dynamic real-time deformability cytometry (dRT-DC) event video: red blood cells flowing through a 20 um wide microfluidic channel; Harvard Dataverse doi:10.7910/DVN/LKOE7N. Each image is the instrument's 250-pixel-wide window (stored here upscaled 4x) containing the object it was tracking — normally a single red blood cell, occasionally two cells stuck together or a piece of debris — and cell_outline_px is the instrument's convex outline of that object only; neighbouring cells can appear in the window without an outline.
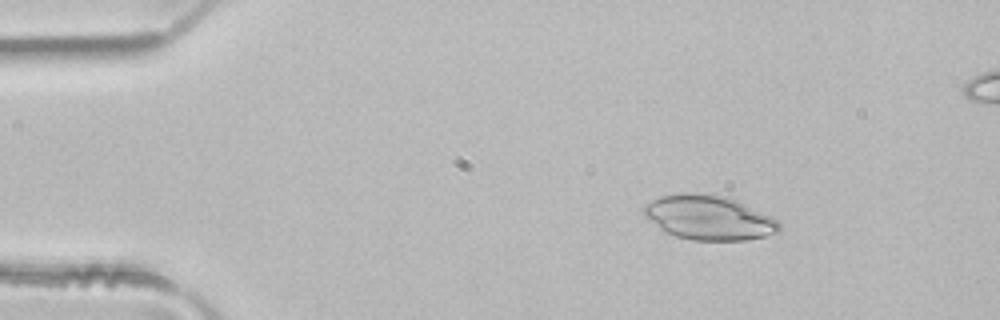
{"species": "common noctule bat (a hibernating species)", "species_latin": "Nyctalus noctula", "temperature_condition": "room temperature", "stored_images_in_passage": 50, "camera_frame_rate_fps": 3000, "um_per_image_px": 0.085, "animal": {"sex": "male", "body_mass_g": 21.5, "forearm_length_mm": 52.0}, "frame": {"image": 1, "passage_image": 7, "time_ms": 2.0, "image_size_px": [1000, 320], "cell_outline_px": [[780, 232], [764, 236], [744, 240], [692, 240], [676, 236], [664, 232], [644, 216], [644, 204], [660, 196], [680, 192], [696, 192], [728, 196], [772, 216], [780, 224]], "centroid_in_image_um": [60.24, 18.48], "position_along_channel_um": 24.8, "area_um2": 35.37}}
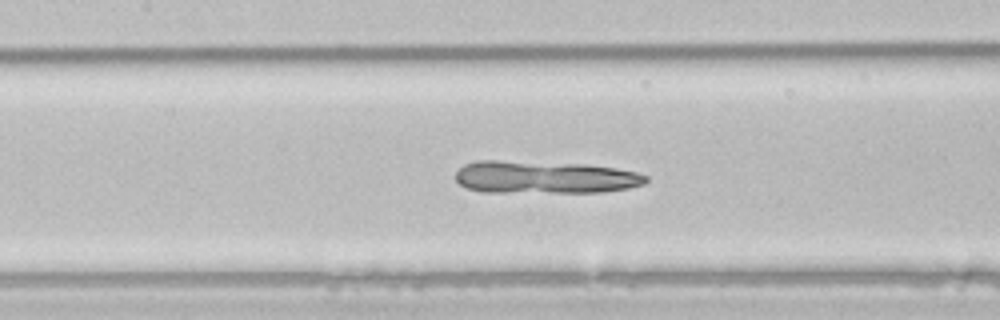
{"frame": {"image": 2, "passage_image": 22, "time_ms": 7.0, "image_size_px": [1000, 320], "cell_outline_px": [[648, 180], [644, 184], [628, 188], [604, 192], [480, 192], [468, 188], [460, 184], [456, 180], [456, 172], [464, 164], [476, 160], [500, 160], [584, 164], [616, 168], [636, 172], [648, 176]], "centroid_in_image_um": [46.28, 15.06], "position_along_channel_um": 161.1, "area_um2": 36.36}}
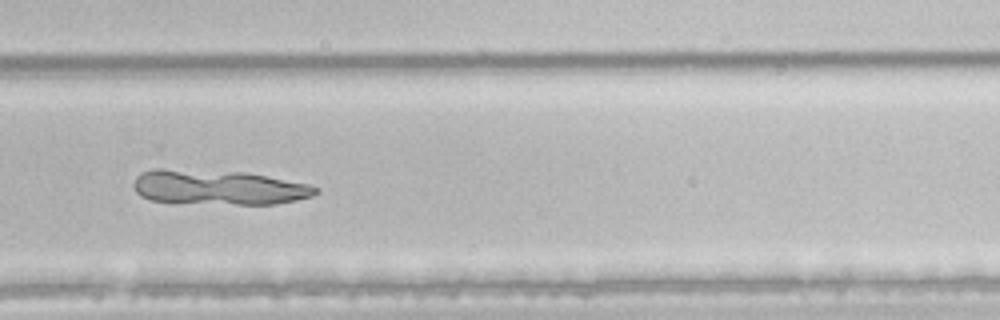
{"frame": {"image": 3, "passage_image": 33, "time_ms": 10.667, "image_size_px": [1000, 320], "cell_outline_px": [[320, 192], [312, 196], [276, 204], [236, 204], [152, 200], [140, 196], [136, 192], [132, 184], [136, 176], [140, 172], [152, 168], [160, 168], [244, 172], [308, 184], [320, 188]], "centroid_in_image_um": [18.54, 15.91], "position_along_channel_um": 311.3, "area_um2": 36.7}}